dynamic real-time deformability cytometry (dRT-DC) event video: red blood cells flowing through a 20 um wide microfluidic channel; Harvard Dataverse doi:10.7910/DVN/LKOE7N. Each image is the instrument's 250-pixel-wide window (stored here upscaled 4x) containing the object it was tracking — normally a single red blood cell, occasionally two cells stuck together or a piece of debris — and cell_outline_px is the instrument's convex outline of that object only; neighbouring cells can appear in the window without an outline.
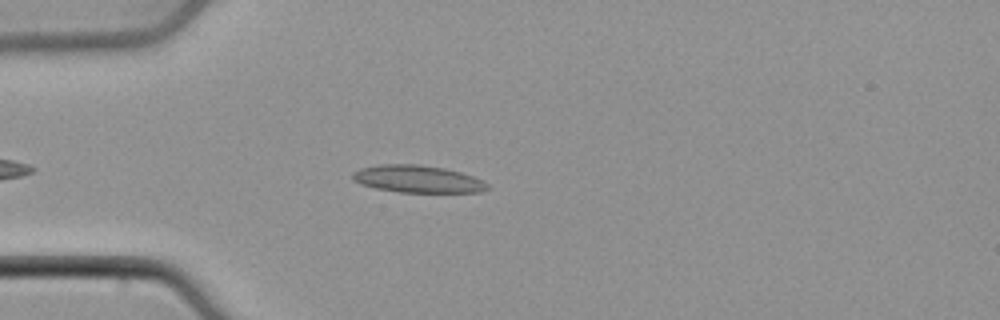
{"species": "common noctule bat (a hibernating species)", "species_latin": "Nyctalus noctula", "temperature_condition": "cold", "stored_images_in_passage": 35, "camera_frame_rate_fps": 3000, "um_per_image_px": 0.085, "animal": {"sex": "male", "body_mass_g": 21.5, "forearm_length_mm": 52.0}, "frame": {"image": 1, "passage_image": 6, "time_ms": 1.667, "image_size_px": [1000, 320], "cell_outline_px": [[488, 188], [480, 192], [400, 192], [376, 188], [360, 184], [352, 180], [352, 172], [360, 168], [376, 164], [420, 164], [444, 168], [460, 172], [472, 176], [488, 184]], "centroid_in_image_um": [35.43, 15.2], "position_along_channel_um": 49.6, "area_um2": 21.44}}
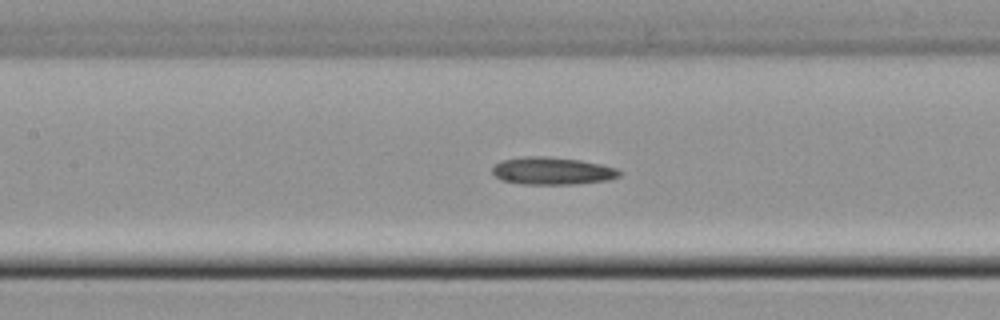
{"frame": {"image": 2, "passage_image": 15, "time_ms": 4.667, "image_size_px": [1000, 320], "cell_outline_px": [[620, 176], [608, 180], [576, 184], [524, 184], [500, 180], [492, 172], [492, 168], [500, 160], [524, 156], [544, 156], [580, 160], [600, 164], [616, 168], [620, 172]], "centroid_in_image_um": [46.91, 14.52], "position_along_channel_um": 160.5, "area_um2": 20.35}}
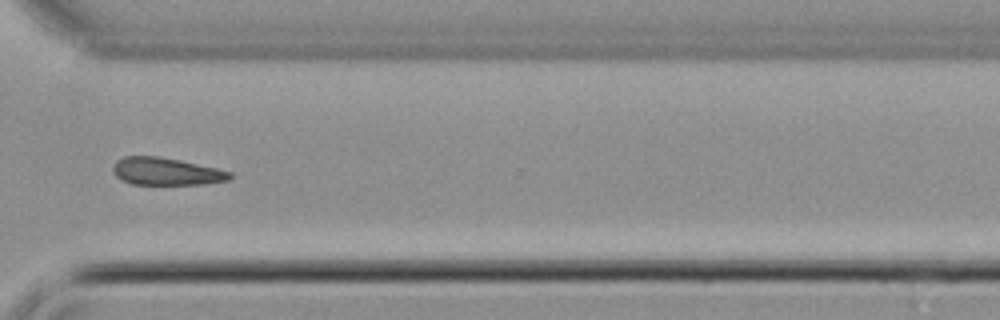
{"frame": {"image": 3, "passage_image": 29, "time_ms": 9.333, "image_size_px": [1000, 320], "cell_outline_px": [[232, 180], [204, 184], [132, 184], [120, 180], [112, 172], [112, 164], [116, 160], [124, 156], [160, 156], [180, 160], [216, 168], [232, 172]], "centroid_in_image_um": [14.1, 14.57], "position_along_channel_um": 356.5, "area_um2": 18.96}}